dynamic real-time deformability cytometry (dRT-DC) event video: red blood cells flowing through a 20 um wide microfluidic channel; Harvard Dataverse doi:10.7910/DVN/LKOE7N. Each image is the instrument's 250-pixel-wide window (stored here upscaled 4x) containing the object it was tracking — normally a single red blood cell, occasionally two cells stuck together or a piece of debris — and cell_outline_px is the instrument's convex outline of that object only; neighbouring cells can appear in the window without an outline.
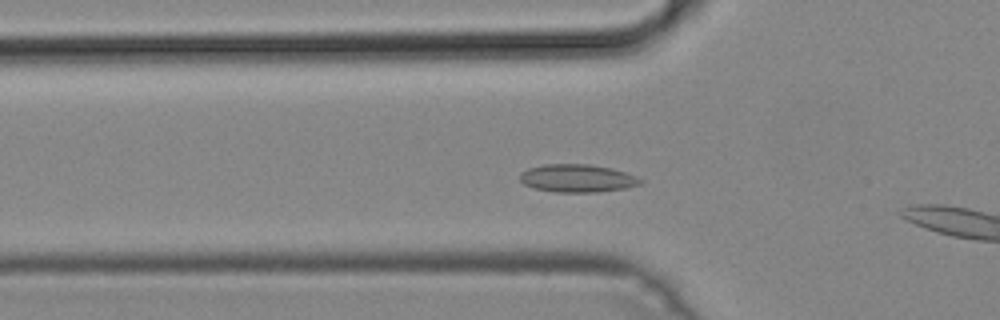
{"species": "common noctule bat (a hibernating species)", "species_latin": "Nyctalus noctula", "temperature_condition": "cold", "stored_images_in_passage": 35, "camera_frame_rate_fps": 3000, "um_per_image_px": 0.085, "animal": {"sex": "male", "body_mass_g": 19.2, "forearm_length_mm": 51.8}, "frame": {"image": 1, "passage_image": 6, "time_ms": 1.667, "image_size_px": [1000, 320], "cell_outline_px": [[644, 180], [640, 184], [624, 188], [596, 192], [556, 192], [536, 188], [524, 184], [520, 180], [520, 172], [528, 168], [544, 164], [588, 164], [612, 168], [636, 176]], "centroid_in_image_um": [49.06, 15.14], "position_along_channel_um": 76.7, "area_um2": 19.48}}
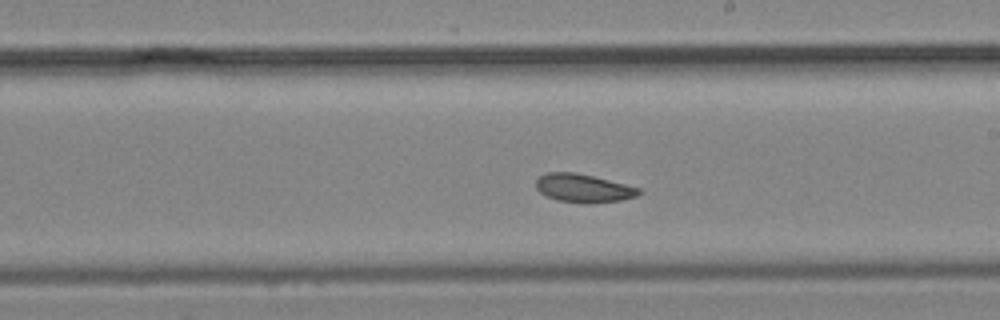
{"frame": {"image": 2, "passage_image": 18, "time_ms": 5.667, "image_size_px": [1000, 320], "cell_outline_px": [[640, 192], [636, 196], [620, 200], [592, 204], [584, 204], [556, 200], [544, 196], [536, 188], [536, 180], [540, 176], [548, 172], [576, 172], [640, 188]], "centroid_in_image_um": [49.54, 16.01], "position_along_channel_um": 239.5, "area_um2": 17.05}}
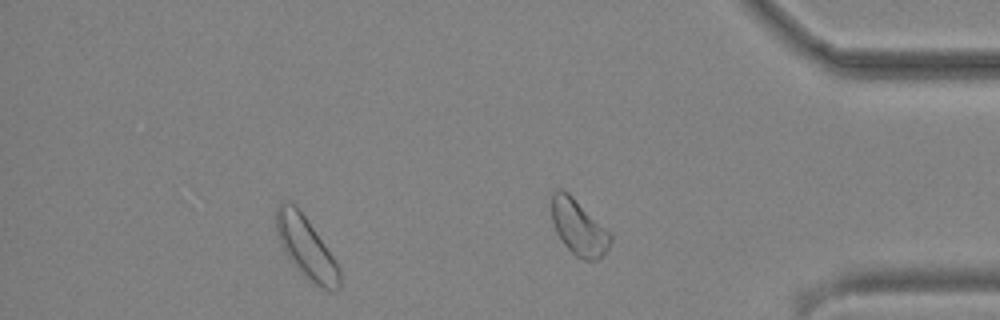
{"frame": {"image": 3, "passage_image": 30, "time_ms": 9.667, "image_size_px": [1000, 320], "cell_outline_px": [[340, 288], [336, 292], [332, 292], [312, 284], [296, 268], [280, 244], [276, 232], [276, 208], [284, 200], [288, 200], [304, 216], [324, 244], [332, 256], [340, 272]], "centroid_in_image_um": [26.01, 21.1], "position_along_channel_um": 409.2, "area_um2": 22.25}}